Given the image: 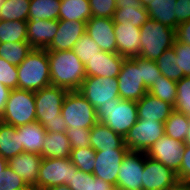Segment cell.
I'll return each mask as SVG.
<instances>
[{
  "label": "cell",
  "instance_id": "cell-29",
  "mask_svg": "<svg viewBox=\"0 0 190 190\" xmlns=\"http://www.w3.org/2000/svg\"><path fill=\"white\" fill-rule=\"evenodd\" d=\"M59 20L87 22L91 17L89 0H61Z\"/></svg>",
  "mask_w": 190,
  "mask_h": 190
},
{
  "label": "cell",
  "instance_id": "cell-6",
  "mask_svg": "<svg viewBox=\"0 0 190 190\" xmlns=\"http://www.w3.org/2000/svg\"><path fill=\"white\" fill-rule=\"evenodd\" d=\"M0 121L14 127L36 121L35 95L33 91L12 89Z\"/></svg>",
  "mask_w": 190,
  "mask_h": 190
},
{
  "label": "cell",
  "instance_id": "cell-45",
  "mask_svg": "<svg viewBox=\"0 0 190 190\" xmlns=\"http://www.w3.org/2000/svg\"><path fill=\"white\" fill-rule=\"evenodd\" d=\"M27 186L25 181L12 171L8 165L4 173L0 174V190H20Z\"/></svg>",
  "mask_w": 190,
  "mask_h": 190
},
{
  "label": "cell",
  "instance_id": "cell-58",
  "mask_svg": "<svg viewBox=\"0 0 190 190\" xmlns=\"http://www.w3.org/2000/svg\"><path fill=\"white\" fill-rule=\"evenodd\" d=\"M111 190H125V189L118 186H113Z\"/></svg>",
  "mask_w": 190,
  "mask_h": 190
},
{
  "label": "cell",
  "instance_id": "cell-25",
  "mask_svg": "<svg viewBox=\"0 0 190 190\" xmlns=\"http://www.w3.org/2000/svg\"><path fill=\"white\" fill-rule=\"evenodd\" d=\"M149 19L147 9L140 3L116 5V10L113 16L114 23L132 25L137 28H140Z\"/></svg>",
  "mask_w": 190,
  "mask_h": 190
},
{
  "label": "cell",
  "instance_id": "cell-24",
  "mask_svg": "<svg viewBox=\"0 0 190 190\" xmlns=\"http://www.w3.org/2000/svg\"><path fill=\"white\" fill-rule=\"evenodd\" d=\"M16 130L20 134V140L21 144L23 145L24 152L41 155L44 145L43 143L47 133L43 125L35 121L16 127Z\"/></svg>",
  "mask_w": 190,
  "mask_h": 190
},
{
  "label": "cell",
  "instance_id": "cell-4",
  "mask_svg": "<svg viewBox=\"0 0 190 190\" xmlns=\"http://www.w3.org/2000/svg\"><path fill=\"white\" fill-rule=\"evenodd\" d=\"M139 57L156 61L163 52L173 47L175 29L149 19L141 27Z\"/></svg>",
  "mask_w": 190,
  "mask_h": 190
},
{
  "label": "cell",
  "instance_id": "cell-3",
  "mask_svg": "<svg viewBox=\"0 0 190 190\" xmlns=\"http://www.w3.org/2000/svg\"><path fill=\"white\" fill-rule=\"evenodd\" d=\"M18 89L39 91L51 85L50 67L46 49H33L17 66Z\"/></svg>",
  "mask_w": 190,
  "mask_h": 190
},
{
  "label": "cell",
  "instance_id": "cell-33",
  "mask_svg": "<svg viewBox=\"0 0 190 190\" xmlns=\"http://www.w3.org/2000/svg\"><path fill=\"white\" fill-rule=\"evenodd\" d=\"M30 0H4L0 6V20L28 21Z\"/></svg>",
  "mask_w": 190,
  "mask_h": 190
},
{
  "label": "cell",
  "instance_id": "cell-26",
  "mask_svg": "<svg viewBox=\"0 0 190 190\" xmlns=\"http://www.w3.org/2000/svg\"><path fill=\"white\" fill-rule=\"evenodd\" d=\"M23 152L24 148L16 127L0 121V156L8 161Z\"/></svg>",
  "mask_w": 190,
  "mask_h": 190
},
{
  "label": "cell",
  "instance_id": "cell-23",
  "mask_svg": "<svg viewBox=\"0 0 190 190\" xmlns=\"http://www.w3.org/2000/svg\"><path fill=\"white\" fill-rule=\"evenodd\" d=\"M90 146L95 151L108 149H128L124 143V137L117 134L103 123L97 122L90 133Z\"/></svg>",
  "mask_w": 190,
  "mask_h": 190
},
{
  "label": "cell",
  "instance_id": "cell-41",
  "mask_svg": "<svg viewBox=\"0 0 190 190\" xmlns=\"http://www.w3.org/2000/svg\"><path fill=\"white\" fill-rule=\"evenodd\" d=\"M138 68H141L142 80L145 88L148 90L160 77L161 71L155 61L143 59L138 56Z\"/></svg>",
  "mask_w": 190,
  "mask_h": 190
},
{
  "label": "cell",
  "instance_id": "cell-34",
  "mask_svg": "<svg viewBox=\"0 0 190 190\" xmlns=\"http://www.w3.org/2000/svg\"><path fill=\"white\" fill-rule=\"evenodd\" d=\"M189 125L190 118L174 110L164 123L165 134L175 140L185 142Z\"/></svg>",
  "mask_w": 190,
  "mask_h": 190
},
{
  "label": "cell",
  "instance_id": "cell-50",
  "mask_svg": "<svg viewBox=\"0 0 190 190\" xmlns=\"http://www.w3.org/2000/svg\"><path fill=\"white\" fill-rule=\"evenodd\" d=\"M11 89L0 83V116L5 109L6 102L9 98Z\"/></svg>",
  "mask_w": 190,
  "mask_h": 190
},
{
  "label": "cell",
  "instance_id": "cell-59",
  "mask_svg": "<svg viewBox=\"0 0 190 190\" xmlns=\"http://www.w3.org/2000/svg\"><path fill=\"white\" fill-rule=\"evenodd\" d=\"M187 190H190V183H187Z\"/></svg>",
  "mask_w": 190,
  "mask_h": 190
},
{
  "label": "cell",
  "instance_id": "cell-5",
  "mask_svg": "<svg viewBox=\"0 0 190 190\" xmlns=\"http://www.w3.org/2000/svg\"><path fill=\"white\" fill-rule=\"evenodd\" d=\"M99 123H103L125 137L138 120L137 102L114 99V103L101 105L96 109Z\"/></svg>",
  "mask_w": 190,
  "mask_h": 190
},
{
  "label": "cell",
  "instance_id": "cell-7",
  "mask_svg": "<svg viewBox=\"0 0 190 190\" xmlns=\"http://www.w3.org/2000/svg\"><path fill=\"white\" fill-rule=\"evenodd\" d=\"M61 114L67 128L91 129L98 122L96 109L78 91H68L63 101Z\"/></svg>",
  "mask_w": 190,
  "mask_h": 190
},
{
  "label": "cell",
  "instance_id": "cell-17",
  "mask_svg": "<svg viewBox=\"0 0 190 190\" xmlns=\"http://www.w3.org/2000/svg\"><path fill=\"white\" fill-rule=\"evenodd\" d=\"M86 32V22L58 20V30L47 51L71 50L77 40Z\"/></svg>",
  "mask_w": 190,
  "mask_h": 190
},
{
  "label": "cell",
  "instance_id": "cell-18",
  "mask_svg": "<svg viewBox=\"0 0 190 190\" xmlns=\"http://www.w3.org/2000/svg\"><path fill=\"white\" fill-rule=\"evenodd\" d=\"M125 59L118 53L101 51L85 65L86 76L117 78Z\"/></svg>",
  "mask_w": 190,
  "mask_h": 190
},
{
  "label": "cell",
  "instance_id": "cell-20",
  "mask_svg": "<svg viewBox=\"0 0 190 190\" xmlns=\"http://www.w3.org/2000/svg\"><path fill=\"white\" fill-rule=\"evenodd\" d=\"M116 53L125 58L139 56L141 29L132 25L114 23Z\"/></svg>",
  "mask_w": 190,
  "mask_h": 190
},
{
  "label": "cell",
  "instance_id": "cell-55",
  "mask_svg": "<svg viewBox=\"0 0 190 190\" xmlns=\"http://www.w3.org/2000/svg\"><path fill=\"white\" fill-rule=\"evenodd\" d=\"M184 143L187 144V145H190V125H189L188 133L186 135V140H185Z\"/></svg>",
  "mask_w": 190,
  "mask_h": 190
},
{
  "label": "cell",
  "instance_id": "cell-39",
  "mask_svg": "<svg viewBox=\"0 0 190 190\" xmlns=\"http://www.w3.org/2000/svg\"><path fill=\"white\" fill-rule=\"evenodd\" d=\"M72 50L84 65L101 52L100 47L86 32L77 40Z\"/></svg>",
  "mask_w": 190,
  "mask_h": 190
},
{
  "label": "cell",
  "instance_id": "cell-53",
  "mask_svg": "<svg viewBox=\"0 0 190 190\" xmlns=\"http://www.w3.org/2000/svg\"><path fill=\"white\" fill-rule=\"evenodd\" d=\"M6 167H7V160H6V159H3V158L0 156V174H3V173H4Z\"/></svg>",
  "mask_w": 190,
  "mask_h": 190
},
{
  "label": "cell",
  "instance_id": "cell-22",
  "mask_svg": "<svg viewBox=\"0 0 190 190\" xmlns=\"http://www.w3.org/2000/svg\"><path fill=\"white\" fill-rule=\"evenodd\" d=\"M174 111V106L150 93H146L143 98L137 101L138 119L156 120L162 123L169 118Z\"/></svg>",
  "mask_w": 190,
  "mask_h": 190
},
{
  "label": "cell",
  "instance_id": "cell-21",
  "mask_svg": "<svg viewBox=\"0 0 190 190\" xmlns=\"http://www.w3.org/2000/svg\"><path fill=\"white\" fill-rule=\"evenodd\" d=\"M58 30V20H28L27 42L33 49H47Z\"/></svg>",
  "mask_w": 190,
  "mask_h": 190
},
{
  "label": "cell",
  "instance_id": "cell-19",
  "mask_svg": "<svg viewBox=\"0 0 190 190\" xmlns=\"http://www.w3.org/2000/svg\"><path fill=\"white\" fill-rule=\"evenodd\" d=\"M43 157L30 152L20 153L7 161L9 168L18 174L28 186H36Z\"/></svg>",
  "mask_w": 190,
  "mask_h": 190
},
{
  "label": "cell",
  "instance_id": "cell-36",
  "mask_svg": "<svg viewBox=\"0 0 190 190\" xmlns=\"http://www.w3.org/2000/svg\"><path fill=\"white\" fill-rule=\"evenodd\" d=\"M147 92L174 106L176 103L177 82L161 75Z\"/></svg>",
  "mask_w": 190,
  "mask_h": 190
},
{
  "label": "cell",
  "instance_id": "cell-11",
  "mask_svg": "<svg viewBox=\"0 0 190 190\" xmlns=\"http://www.w3.org/2000/svg\"><path fill=\"white\" fill-rule=\"evenodd\" d=\"M164 134V123L138 119L125 135L124 143L130 151L146 152Z\"/></svg>",
  "mask_w": 190,
  "mask_h": 190
},
{
  "label": "cell",
  "instance_id": "cell-48",
  "mask_svg": "<svg viewBox=\"0 0 190 190\" xmlns=\"http://www.w3.org/2000/svg\"><path fill=\"white\" fill-rule=\"evenodd\" d=\"M174 10L176 21L180 24L190 20V0H177Z\"/></svg>",
  "mask_w": 190,
  "mask_h": 190
},
{
  "label": "cell",
  "instance_id": "cell-31",
  "mask_svg": "<svg viewBox=\"0 0 190 190\" xmlns=\"http://www.w3.org/2000/svg\"><path fill=\"white\" fill-rule=\"evenodd\" d=\"M33 50L27 41L0 43V58L12 65H20Z\"/></svg>",
  "mask_w": 190,
  "mask_h": 190
},
{
  "label": "cell",
  "instance_id": "cell-49",
  "mask_svg": "<svg viewBox=\"0 0 190 190\" xmlns=\"http://www.w3.org/2000/svg\"><path fill=\"white\" fill-rule=\"evenodd\" d=\"M175 35L176 41L190 45V20L178 24Z\"/></svg>",
  "mask_w": 190,
  "mask_h": 190
},
{
  "label": "cell",
  "instance_id": "cell-9",
  "mask_svg": "<svg viewBox=\"0 0 190 190\" xmlns=\"http://www.w3.org/2000/svg\"><path fill=\"white\" fill-rule=\"evenodd\" d=\"M95 109L120 98L117 78L86 76L78 89Z\"/></svg>",
  "mask_w": 190,
  "mask_h": 190
},
{
  "label": "cell",
  "instance_id": "cell-15",
  "mask_svg": "<svg viewBox=\"0 0 190 190\" xmlns=\"http://www.w3.org/2000/svg\"><path fill=\"white\" fill-rule=\"evenodd\" d=\"M129 149H108L96 151V159L93 175L113 186L117 184V178L122 160Z\"/></svg>",
  "mask_w": 190,
  "mask_h": 190
},
{
  "label": "cell",
  "instance_id": "cell-43",
  "mask_svg": "<svg viewBox=\"0 0 190 190\" xmlns=\"http://www.w3.org/2000/svg\"><path fill=\"white\" fill-rule=\"evenodd\" d=\"M173 49L180 72H183L184 76H190V45L175 40Z\"/></svg>",
  "mask_w": 190,
  "mask_h": 190
},
{
  "label": "cell",
  "instance_id": "cell-56",
  "mask_svg": "<svg viewBox=\"0 0 190 190\" xmlns=\"http://www.w3.org/2000/svg\"><path fill=\"white\" fill-rule=\"evenodd\" d=\"M20 190H40V189H38L36 186H27V187L20 189Z\"/></svg>",
  "mask_w": 190,
  "mask_h": 190
},
{
  "label": "cell",
  "instance_id": "cell-13",
  "mask_svg": "<svg viewBox=\"0 0 190 190\" xmlns=\"http://www.w3.org/2000/svg\"><path fill=\"white\" fill-rule=\"evenodd\" d=\"M177 174L144 152L142 190H167L178 182Z\"/></svg>",
  "mask_w": 190,
  "mask_h": 190
},
{
  "label": "cell",
  "instance_id": "cell-12",
  "mask_svg": "<svg viewBox=\"0 0 190 190\" xmlns=\"http://www.w3.org/2000/svg\"><path fill=\"white\" fill-rule=\"evenodd\" d=\"M184 145V142L164 134L145 153L177 173L182 162Z\"/></svg>",
  "mask_w": 190,
  "mask_h": 190
},
{
  "label": "cell",
  "instance_id": "cell-38",
  "mask_svg": "<svg viewBox=\"0 0 190 190\" xmlns=\"http://www.w3.org/2000/svg\"><path fill=\"white\" fill-rule=\"evenodd\" d=\"M71 162L84 173L92 174L95 165L96 151L91 147L71 150Z\"/></svg>",
  "mask_w": 190,
  "mask_h": 190
},
{
  "label": "cell",
  "instance_id": "cell-42",
  "mask_svg": "<svg viewBox=\"0 0 190 190\" xmlns=\"http://www.w3.org/2000/svg\"><path fill=\"white\" fill-rule=\"evenodd\" d=\"M0 83L12 89L18 88L17 66L0 58Z\"/></svg>",
  "mask_w": 190,
  "mask_h": 190
},
{
  "label": "cell",
  "instance_id": "cell-57",
  "mask_svg": "<svg viewBox=\"0 0 190 190\" xmlns=\"http://www.w3.org/2000/svg\"><path fill=\"white\" fill-rule=\"evenodd\" d=\"M142 6H146L151 0H139Z\"/></svg>",
  "mask_w": 190,
  "mask_h": 190
},
{
  "label": "cell",
  "instance_id": "cell-51",
  "mask_svg": "<svg viewBox=\"0 0 190 190\" xmlns=\"http://www.w3.org/2000/svg\"><path fill=\"white\" fill-rule=\"evenodd\" d=\"M167 190H187V182L178 181L176 184L169 187Z\"/></svg>",
  "mask_w": 190,
  "mask_h": 190
},
{
  "label": "cell",
  "instance_id": "cell-54",
  "mask_svg": "<svg viewBox=\"0 0 190 190\" xmlns=\"http://www.w3.org/2000/svg\"><path fill=\"white\" fill-rule=\"evenodd\" d=\"M128 3H140L139 0H116V5L128 4Z\"/></svg>",
  "mask_w": 190,
  "mask_h": 190
},
{
  "label": "cell",
  "instance_id": "cell-2",
  "mask_svg": "<svg viewBox=\"0 0 190 190\" xmlns=\"http://www.w3.org/2000/svg\"><path fill=\"white\" fill-rule=\"evenodd\" d=\"M67 93L66 89L54 85L34 92L36 121L42 124L47 132L66 133L67 125L61 111Z\"/></svg>",
  "mask_w": 190,
  "mask_h": 190
},
{
  "label": "cell",
  "instance_id": "cell-1",
  "mask_svg": "<svg viewBox=\"0 0 190 190\" xmlns=\"http://www.w3.org/2000/svg\"><path fill=\"white\" fill-rule=\"evenodd\" d=\"M51 85L78 91L86 77L85 65L74 51H47Z\"/></svg>",
  "mask_w": 190,
  "mask_h": 190
},
{
  "label": "cell",
  "instance_id": "cell-30",
  "mask_svg": "<svg viewBox=\"0 0 190 190\" xmlns=\"http://www.w3.org/2000/svg\"><path fill=\"white\" fill-rule=\"evenodd\" d=\"M61 0H30L28 20H59Z\"/></svg>",
  "mask_w": 190,
  "mask_h": 190
},
{
  "label": "cell",
  "instance_id": "cell-16",
  "mask_svg": "<svg viewBox=\"0 0 190 190\" xmlns=\"http://www.w3.org/2000/svg\"><path fill=\"white\" fill-rule=\"evenodd\" d=\"M86 33L96 42L101 51L116 53L113 18L91 17L86 22Z\"/></svg>",
  "mask_w": 190,
  "mask_h": 190
},
{
  "label": "cell",
  "instance_id": "cell-28",
  "mask_svg": "<svg viewBox=\"0 0 190 190\" xmlns=\"http://www.w3.org/2000/svg\"><path fill=\"white\" fill-rule=\"evenodd\" d=\"M43 144L41 152L43 158L70 157L72 147L66 133L47 132Z\"/></svg>",
  "mask_w": 190,
  "mask_h": 190
},
{
  "label": "cell",
  "instance_id": "cell-40",
  "mask_svg": "<svg viewBox=\"0 0 190 190\" xmlns=\"http://www.w3.org/2000/svg\"><path fill=\"white\" fill-rule=\"evenodd\" d=\"M174 110L190 118V76L177 81V95Z\"/></svg>",
  "mask_w": 190,
  "mask_h": 190
},
{
  "label": "cell",
  "instance_id": "cell-27",
  "mask_svg": "<svg viewBox=\"0 0 190 190\" xmlns=\"http://www.w3.org/2000/svg\"><path fill=\"white\" fill-rule=\"evenodd\" d=\"M177 0H151L145 8L149 13V18L176 29L178 22L176 21L174 10Z\"/></svg>",
  "mask_w": 190,
  "mask_h": 190
},
{
  "label": "cell",
  "instance_id": "cell-10",
  "mask_svg": "<svg viewBox=\"0 0 190 190\" xmlns=\"http://www.w3.org/2000/svg\"><path fill=\"white\" fill-rule=\"evenodd\" d=\"M119 96L122 100L139 101L147 93L138 68V56L126 58L117 76Z\"/></svg>",
  "mask_w": 190,
  "mask_h": 190
},
{
  "label": "cell",
  "instance_id": "cell-14",
  "mask_svg": "<svg viewBox=\"0 0 190 190\" xmlns=\"http://www.w3.org/2000/svg\"><path fill=\"white\" fill-rule=\"evenodd\" d=\"M144 152L128 151L122 160L116 186L125 190H142Z\"/></svg>",
  "mask_w": 190,
  "mask_h": 190
},
{
  "label": "cell",
  "instance_id": "cell-35",
  "mask_svg": "<svg viewBox=\"0 0 190 190\" xmlns=\"http://www.w3.org/2000/svg\"><path fill=\"white\" fill-rule=\"evenodd\" d=\"M27 41V21L0 20V43Z\"/></svg>",
  "mask_w": 190,
  "mask_h": 190
},
{
  "label": "cell",
  "instance_id": "cell-52",
  "mask_svg": "<svg viewBox=\"0 0 190 190\" xmlns=\"http://www.w3.org/2000/svg\"><path fill=\"white\" fill-rule=\"evenodd\" d=\"M45 190H71L67 185H57V186H53V187H50L48 189H45Z\"/></svg>",
  "mask_w": 190,
  "mask_h": 190
},
{
  "label": "cell",
  "instance_id": "cell-32",
  "mask_svg": "<svg viewBox=\"0 0 190 190\" xmlns=\"http://www.w3.org/2000/svg\"><path fill=\"white\" fill-rule=\"evenodd\" d=\"M67 186L71 190H111L113 187L110 183L95 177L93 174L84 173L79 169L73 174Z\"/></svg>",
  "mask_w": 190,
  "mask_h": 190
},
{
  "label": "cell",
  "instance_id": "cell-46",
  "mask_svg": "<svg viewBox=\"0 0 190 190\" xmlns=\"http://www.w3.org/2000/svg\"><path fill=\"white\" fill-rule=\"evenodd\" d=\"M90 133L91 129L88 128L73 129V127H71L66 130V135L72 149L89 147Z\"/></svg>",
  "mask_w": 190,
  "mask_h": 190
},
{
  "label": "cell",
  "instance_id": "cell-47",
  "mask_svg": "<svg viewBox=\"0 0 190 190\" xmlns=\"http://www.w3.org/2000/svg\"><path fill=\"white\" fill-rule=\"evenodd\" d=\"M176 174L180 182L190 183V145H184L182 162Z\"/></svg>",
  "mask_w": 190,
  "mask_h": 190
},
{
  "label": "cell",
  "instance_id": "cell-37",
  "mask_svg": "<svg viewBox=\"0 0 190 190\" xmlns=\"http://www.w3.org/2000/svg\"><path fill=\"white\" fill-rule=\"evenodd\" d=\"M161 74L175 82L181 80L184 75L176 65V54L173 47L166 49L163 54L155 61Z\"/></svg>",
  "mask_w": 190,
  "mask_h": 190
},
{
  "label": "cell",
  "instance_id": "cell-44",
  "mask_svg": "<svg viewBox=\"0 0 190 190\" xmlns=\"http://www.w3.org/2000/svg\"><path fill=\"white\" fill-rule=\"evenodd\" d=\"M92 17L113 18L116 0H89Z\"/></svg>",
  "mask_w": 190,
  "mask_h": 190
},
{
  "label": "cell",
  "instance_id": "cell-8",
  "mask_svg": "<svg viewBox=\"0 0 190 190\" xmlns=\"http://www.w3.org/2000/svg\"><path fill=\"white\" fill-rule=\"evenodd\" d=\"M78 168L68 158H43L37 180V188L45 190L57 185H67Z\"/></svg>",
  "mask_w": 190,
  "mask_h": 190
}]
</instances>
